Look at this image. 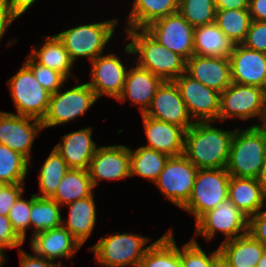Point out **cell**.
I'll use <instances>...</instances> for the list:
<instances>
[{
  "label": "cell",
  "instance_id": "45",
  "mask_svg": "<svg viewBox=\"0 0 266 267\" xmlns=\"http://www.w3.org/2000/svg\"><path fill=\"white\" fill-rule=\"evenodd\" d=\"M19 257H20V266L19 267H63L62 262L56 261L53 262L51 260L45 259L37 254L30 255L26 253L21 248L18 249Z\"/></svg>",
  "mask_w": 266,
  "mask_h": 267
},
{
  "label": "cell",
  "instance_id": "21",
  "mask_svg": "<svg viewBox=\"0 0 266 267\" xmlns=\"http://www.w3.org/2000/svg\"><path fill=\"white\" fill-rule=\"evenodd\" d=\"M163 82V79L136 64L128 70L123 92L116 101L129 99L132 105L139 106L140 114H144Z\"/></svg>",
  "mask_w": 266,
  "mask_h": 267
},
{
  "label": "cell",
  "instance_id": "50",
  "mask_svg": "<svg viewBox=\"0 0 266 267\" xmlns=\"http://www.w3.org/2000/svg\"><path fill=\"white\" fill-rule=\"evenodd\" d=\"M210 267H231L225 256L218 251L211 259Z\"/></svg>",
  "mask_w": 266,
  "mask_h": 267
},
{
  "label": "cell",
  "instance_id": "31",
  "mask_svg": "<svg viewBox=\"0 0 266 267\" xmlns=\"http://www.w3.org/2000/svg\"><path fill=\"white\" fill-rule=\"evenodd\" d=\"M130 151V176H139L150 180L153 184L163 171L169 155L154 149L140 146Z\"/></svg>",
  "mask_w": 266,
  "mask_h": 267
},
{
  "label": "cell",
  "instance_id": "5",
  "mask_svg": "<svg viewBox=\"0 0 266 267\" xmlns=\"http://www.w3.org/2000/svg\"><path fill=\"white\" fill-rule=\"evenodd\" d=\"M150 241L151 238L139 234L117 232L115 235L101 237L89 249L93 251L97 263L103 267H139L150 246L145 245Z\"/></svg>",
  "mask_w": 266,
  "mask_h": 267
},
{
  "label": "cell",
  "instance_id": "17",
  "mask_svg": "<svg viewBox=\"0 0 266 267\" xmlns=\"http://www.w3.org/2000/svg\"><path fill=\"white\" fill-rule=\"evenodd\" d=\"M88 173L94 188L100 180H121L130 176V151L126 145L100 146L92 157Z\"/></svg>",
  "mask_w": 266,
  "mask_h": 267
},
{
  "label": "cell",
  "instance_id": "19",
  "mask_svg": "<svg viewBox=\"0 0 266 267\" xmlns=\"http://www.w3.org/2000/svg\"><path fill=\"white\" fill-rule=\"evenodd\" d=\"M185 73L219 93L232 83L229 58L194 54L186 60Z\"/></svg>",
  "mask_w": 266,
  "mask_h": 267
},
{
  "label": "cell",
  "instance_id": "33",
  "mask_svg": "<svg viewBox=\"0 0 266 267\" xmlns=\"http://www.w3.org/2000/svg\"><path fill=\"white\" fill-rule=\"evenodd\" d=\"M61 206L51 198H40L31 195L30 229L34 236L37 233L47 231L62 225Z\"/></svg>",
  "mask_w": 266,
  "mask_h": 267
},
{
  "label": "cell",
  "instance_id": "39",
  "mask_svg": "<svg viewBox=\"0 0 266 267\" xmlns=\"http://www.w3.org/2000/svg\"><path fill=\"white\" fill-rule=\"evenodd\" d=\"M219 251L217 248L209 255L202 250L195 238L179 248L181 267H210L212 257Z\"/></svg>",
  "mask_w": 266,
  "mask_h": 267
},
{
  "label": "cell",
  "instance_id": "3",
  "mask_svg": "<svg viewBox=\"0 0 266 267\" xmlns=\"http://www.w3.org/2000/svg\"><path fill=\"white\" fill-rule=\"evenodd\" d=\"M266 158V127L235 129L226 170L230 176L257 179Z\"/></svg>",
  "mask_w": 266,
  "mask_h": 267
},
{
  "label": "cell",
  "instance_id": "27",
  "mask_svg": "<svg viewBox=\"0 0 266 267\" xmlns=\"http://www.w3.org/2000/svg\"><path fill=\"white\" fill-rule=\"evenodd\" d=\"M29 55L40 65L61 73L66 79L73 78L71 70L74 62L56 35L44 36L41 47L37 49L35 46Z\"/></svg>",
  "mask_w": 266,
  "mask_h": 267
},
{
  "label": "cell",
  "instance_id": "37",
  "mask_svg": "<svg viewBox=\"0 0 266 267\" xmlns=\"http://www.w3.org/2000/svg\"><path fill=\"white\" fill-rule=\"evenodd\" d=\"M178 12L194 28L215 23L214 0H179Z\"/></svg>",
  "mask_w": 266,
  "mask_h": 267
},
{
  "label": "cell",
  "instance_id": "48",
  "mask_svg": "<svg viewBox=\"0 0 266 267\" xmlns=\"http://www.w3.org/2000/svg\"><path fill=\"white\" fill-rule=\"evenodd\" d=\"M10 11L17 17L25 13L36 0H5Z\"/></svg>",
  "mask_w": 266,
  "mask_h": 267
},
{
  "label": "cell",
  "instance_id": "16",
  "mask_svg": "<svg viewBox=\"0 0 266 267\" xmlns=\"http://www.w3.org/2000/svg\"><path fill=\"white\" fill-rule=\"evenodd\" d=\"M144 115L178 125L185 131L195 123L174 81H164L160 85Z\"/></svg>",
  "mask_w": 266,
  "mask_h": 267
},
{
  "label": "cell",
  "instance_id": "29",
  "mask_svg": "<svg viewBox=\"0 0 266 267\" xmlns=\"http://www.w3.org/2000/svg\"><path fill=\"white\" fill-rule=\"evenodd\" d=\"M124 29H144L151 22L176 13L179 0H134Z\"/></svg>",
  "mask_w": 266,
  "mask_h": 267
},
{
  "label": "cell",
  "instance_id": "11",
  "mask_svg": "<svg viewBox=\"0 0 266 267\" xmlns=\"http://www.w3.org/2000/svg\"><path fill=\"white\" fill-rule=\"evenodd\" d=\"M198 170L184 154L170 156L154 184L172 204L182 208L192 194Z\"/></svg>",
  "mask_w": 266,
  "mask_h": 267
},
{
  "label": "cell",
  "instance_id": "51",
  "mask_svg": "<svg viewBox=\"0 0 266 267\" xmlns=\"http://www.w3.org/2000/svg\"><path fill=\"white\" fill-rule=\"evenodd\" d=\"M257 180L262 189L263 195L266 199V158H265V162L261 168V171L259 173Z\"/></svg>",
  "mask_w": 266,
  "mask_h": 267
},
{
  "label": "cell",
  "instance_id": "44",
  "mask_svg": "<svg viewBox=\"0 0 266 267\" xmlns=\"http://www.w3.org/2000/svg\"><path fill=\"white\" fill-rule=\"evenodd\" d=\"M248 233L266 247V210L249 217Z\"/></svg>",
  "mask_w": 266,
  "mask_h": 267
},
{
  "label": "cell",
  "instance_id": "42",
  "mask_svg": "<svg viewBox=\"0 0 266 267\" xmlns=\"http://www.w3.org/2000/svg\"><path fill=\"white\" fill-rule=\"evenodd\" d=\"M25 183L7 184L0 193V215L8 216L11 207L24 192Z\"/></svg>",
  "mask_w": 266,
  "mask_h": 267
},
{
  "label": "cell",
  "instance_id": "20",
  "mask_svg": "<svg viewBox=\"0 0 266 267\" xmlns=\"http://www.w3.org/2000/svg\"><path fill=\"white\" fill-rule=\"evenodd\" d=\"M33 253L55 262L56 259H72L82 245L62 225L35 234L30 238Z\"/></svg>",
  "mask_w": 266,
  "mask_h": 267
},
{
  "label": "cell",
  "instance_id": "46",
  "mask_svg": "<svg viewBox=\"0 0 266 267\" xmlns=\"http://www.w3.org/2000/svg\"><path fill=\"white\" fill-rule=\"evenodd\" d=\"M17 17L10 11L5 0H0V42L8 27Z\"/></svg>",
  "mask_w": 266,
  "mask_h": 267
},
{
  "label": "cell",
  "instance_id": "49",
  "mask_svg": "<svg viewBox=\"0 0 266 267\" xmlns=\"http://www.w3.org/2000/svg\"><path fill=\"white\" fill-rule=\"evenodd\" d=\"M216 9H248L249 0H214Z\"/></svg>",
  "mask_w": 266,
  "mask_h": 267
},
{
  "label": "cell",
  "instance_id": "32",
  "mask_svg": "<svg viewBox=\"0 0 266 267\" xmlns=\"http://www.w3.org/2000/svg\"><path fill=\"white\" fill-rule=\"evenodd\" d=\"M139 267H181L179 247L172 229L150 244Z\"/></svg>",
  "mask_w": 266,
  "mask_h": 267
},
{
  "label": "cell",
  "instance_id": "22",
  "mask_svg": "<svg viewBox=\"0 0 266 267\" xmlns=\"http://www.w3.org/2000/svg\"><path fill=\"white\" fill-rule=\"evenodd\" d=\"M141 115L148 142L145 147L169 156L183 154L185 130L182 127L148 117L144 114Z\"/></svg>",
  "mask_w": 266,
  "mask_h": 267
},
{
  "label": "cell",
  "instance_id": "28",
  "mask_svg": "<svg viewBox=\"0 0 266 267\" xmlns=\"http://www.w3.org/2000/svg\"><path fill=\"white\" fill-rule=\"evenodd\" d=\"M235 44L215 24L195 27L194 54L204 57L229 58Z\"/></svg>",
  "mask_w": 266,
  "mask_h": 267
},
{
  "label": "cell",
  "instance_id": "54",
  "mask_svg": "<svg viewBox=\"0 0 266 267\" xmlns=\"http://www.w3.org/2000/svg\"><path fill=\"white\" fill-rule=\"evenodd\" d=\"M6 185L7 183L0 181V193H2V190Z\"/></svg>",
  "mask_w": 266,
  "mask_h": 267
},
{
  "label": "cell",
  "instance_id": "36",
  "mask_svg": "<svg viewBox=\"0 0 266 267\" xmlns=\"http://www.w3.org/2000/svg\"><path fill=\"white\" fill-rule=\"evenodd\" d=\"M29 161L20 153L0 144V181L7 184L24 183Z\"/></svg>",
  "mask_w": 266,
  "mask_h": 267
},
{
  "label": "cell",
  "instance_id": "13",
  "mask_svg": "<svg viewBox=\"0 0 266 267\" xmlns=\"http://www.w3.org/2000/svg\"><path fill=\"white\" fill-rule=\"evenodd\" d=\"M174 82L194 122H218L221 93L208 88L186 73L180 75Z\"/></svg>",
  "mask_w": 266,
  "mask_h": 267
},
{
  "label": "cell",
  "instance_id": "4",
  "mask_svg": "<svg viewBox=\"0 0 266 267\" xmlns=\"http://www.w3.org/2000/svg\"><path fill=\"white\" fill-rule=\"evenodd\" d=\"M117 25L118 19L113 18L93 24H81L64 30L56 36L63 43L74 63L82 57H87L92 62L103 54Z\"/></svg>",
  "mask_w": 266,
  "mask_h": 267
},
{
  "label": "cell",
  "instance_id": "7",
  "mask_svg": "<svg viewBox=\"0 0 266 267\" xmlns=\"http://www.w3.org/2000/svg\"><path fill=\"white\" fill-rule=\"evenodd\" d=\"M229 181L226 168L199 169L192 194L181 209L193 215L196 222L203 214L228 199Z\"/></svg>",
  "mask_w": 266,
  "mask_h": 267
},
{
  "label": "cell",
  "instance_id": "47",
  "mask_svg": "<svg viewBox=\"0 0 266 267\" xmlns=\"http://www.w3.org/2000/svg\"><path fill=\"white\" fill-rule=\"evenodd\" d=\"M248 10L252 20L266 21V0H249Z\"/></svg>",
  "mask_w": 266,
  "mask_h": 267
},
{
  "label": "cell",
  "instance_id": "38",
  "mask_svg": "<svg viewBox=\"0 0 266 267\" xmlns=\"http://www.w3.org/2000/svg\"><path fill=\"white\" fill-rule=\"evenodd\" d=\"M24 64L32 71L36 80L51 94L65 85L67 79L59 72L37 63L30 55Z\"/></svg>",
  "mask_w": 266,
  "mask_h": 267
},
{
  "label": "cell",
  "instance_id": "18",
  "mask_svg": "<svg viewBox=\"0 0 266 267\" xmlns=\"http://www.w3.org/2000/svg\"><path fill=\"white\" fill-rule=\"evenodd\" d=\"M229 61L232 82L266 90V53L237 44L229 56Z\"/></svg>",
  "mask_w": 266,
  "mask_h": 267
},
{
  "label": "cell",
  "instance_id": "9",
  "mask_svg": "<svg viewBox=\"0 0 266 267\" xmlns=\"http://www.w3.org/2000/svg\"><path fill=\"white\" fill-rule=\"evenodd\" d=\"M7 83L17 114L42 121L49 108L51 93L36 80L32 71L23 64Z\"/></svg>",
  "mask_w": 266,
  "mask_h": 267
},
{
  "label": "cell",
  "instance_id": "52",
  "mask_svg": "<svg viewBox=\"0 0 266 267\" xmlns=\"http://www.w3.org/2000/svg\"><path fill=\"white\" fill-rule=\"evenodd\" d=\"M6 249L4 246L0 244V267L6 262L5 253L3 252Z\"/></svg>",
  "mask_w": 266,
  "mask_h": 267
},
{
  "label": "cell",
  "instance_id": "6",
  "mask_svg": "<svg viewBox=\"0 0 266 267\" xmlns=\"http://www.w3.org/2000/svg\"><path fill=\"white\" fill-rule=\"evenodd\" d=\"M258 117L259 126L266 122V90L253 85H243L232 82L220 94V110L218 121L231 118L248 120Z\"/></svg>",
  "mask_w": 266,
  "mask_h": 267
},
{
  "label": "cell",
  "instance_id": "23",
  "mask_svg": "<svg viewBox=\"0 0 266 267\" xmlns=\"http://www.w3.org/2000/svg\"><path fill=\"white\" fill-rule=\"evenodd\" d=\"M92 127L65 134L54 146L69 168L87 170L98 144L92 140Z\"/></svg>",
  "mask_w": 266,
  "mask_h": 267
},
{
  "label": "cell",
  "instance_id": "10",
  "mask_svg": "<svg viewBox=\"0 0 266 267\" xmlns=\"http://www.w3.org/2000/svg\"><path fill=\"white\" fill-rule=\"evenodd\" d=\"M195 224L194 235H201L207 242L218 232L225 235L224 241H227L248 233L249 217L227 199L203 214Z\"/></svg>",
  "mask_w": 266,
  "mask_h": 267
},
{
  "label": "cell",
  "instance_id": "15",
  "mask_svg": "<svg viewBox=\"0 0 266 267\" xmlns=\"http://www.w3.org/2000/svg\"><path fill=\"white\" fill-rule=\"evenodd\" d=\"M115 53L102 54L91 63L90 82L87 84L99 99L102 96L117 98L122 94L128 69Z\"/></svg>",
  "mask_w": 266,
  "mask_h": 267
},
{
  "label": "cell",
  "instance_id": "2",
  "mask_svg": "<svg viewBox=\"0 0 266 267\" xmlns=\"http://www.w3.org/2000/svg\"><path fill=\"white\" fill-rule=\"evenodd\" d=\"M127 33L125 53L136 55V64L164 81H174L185 73L186 60L167 49L145 29H124Z\"/></svg>",
  "mask_w": 266,
  "mask_h": 267
},
{
  "label": "cell",
  "instance_id": "25",
  "mask_svg": "<svg viewBox=\"0 0 266 267\" xmlns=\"http://www.w3.org/2000/svg\"><path fill=\"white\" fill-rule=\"evenodd\" d=\"M228 199L248 217L265 207L266 199L255 178L230 176Z\"/></svg>",
  "mask_w": 266,
  "mask_h": 267
},
{
  "label": "cell",
  "instance_id": "30",
  "mask_svg": "<svg viewBox=\"0 0 266 267\" xmlns=\"http://www.w3.org/2000/svg\"><path fill=\"white\" fill-rule=\"evenodd\" d=\"M93 190L88 170L70 168L51 199L62 207L78 199L92 196Z\"/></svg>",
  "mask_w": 266,
  "mask_h": 267
},
{
  "label": "cell",
  "instance_id": "40",
  "mask_svg": "<svg viewBox=\"0 0 266 267\" xmlns=\"http://www.w3.org/2000/svg\"><path fill=\"white\" fill-rule=\"evenodd\" d=\"M31 198L26 200L23 194L11 207L8 218L13 230L25 242L26 230L30 228Z\"/></svg>",
  "mask_w": 266,
  "mask_h": 267
},
{
  "label": "cell",
  "instance_id": "1",
  "mask_svg": "<svg viewBox=\"0 0 266 267\" xmlns=\"http://www.w3.org/2000/svg\"><path fill=\"white\" fill-rule=\"evenodd\" d=\"M214 122H195L185 131L183 154L198 169L226 168L235 130L226 131Z\"/></svg>",
  "mask_w": 266,
  "mask_h": 267
},
{
  "label": "cell",
  "instance_id": "14",
  "mask_svg": "<svg viewBox=\"0 0 266 267\" xmlns=\"http://www.w3.org/2000/svg\"><path fill=\"white\" fill-rule=\"evenodd\" d=\"M41 130V120L0 111V144L20 153L29 162L33 142Z\"/></svg>",
  "mask_w": 266,
  "mask_h": 267
},
{
  "label": "cell",
  "instance_id": "53",
  "mask_svg": "<svg viewBox=\"0 0 266 267\" xmlns=\"http://www.w3.org/2000/svg\"><path fill=\"white\" fill-rule=\"evenodd\" d=\"M257 267H266V250L264 251L263 255L261 256V259L258 262Z\"/></svg>",
  "mask_w": 266,
  "mask_h": 267
},
{
  "label": "cell",
  "instance_id": "34",
  "mask_svg": "<svg viewBox=\"0 0 266 267\" xmlns=\"http://www.w3.org/2000/svg\"><path fill=\"white\" fill-rule=\"evenodd\" d=\"M251 22L248 9H216L215 24L235 45L244 42Z\"/></svg>",
  "mask_w": 266,
  "mask_h": 267
},
{
  "label": "cell",
  "instance_id": "8",
  "mask_svg": "<svg viewBox=\"0 0 266 267\" xmlns=\"http://www.w3.org/2000/svg\"><path fill=\"white\" fill-rule=\"evenodd\" d=\"M62 92L60 88L51 94L49 108L42 119L43 130L49 127L66 124L83 116L98 100L95 92L87 83H79Z\"/></svg>",
  "mask_w": 266,
  "mask_h": 267
},
{
  "label": "cell",
  "instance_id": "12",
  "mask_svg": "<svg viewBox=\"0 0 266 267\" xmlns=\"http://www.w3.org/2000/svg\"><path fill=\"white\" fill-rule=\"evenodd\" d=\"M144 29L161 45L185 60L194 55L195 28L179 12L159 18Z\"/></svg>",
  "mask_w": 266,
  "mask_h": 267
},
{
  "label": "cell",
  "instance_id": "26",
  "mask_svg": "<svg viewBox=\"0 0 266 267\" xmlns=\"http://www.w3.org/2000/svg\"><path fill=\"white\" fill-rule=\"evenodd\" d=\"M219 251L231 264V267H257L266 247L249 233L235 239L223 241Z\"/></svg>",
  "mask_w": 266,
  "mask_h": 267
},
{
  "label": "cell",
  "instance_id": "24",
  "mask_svg": "<svg viewBox=\"0 0 266 267\" xmlns=\"http://www.w3.org/2000/svg\"><path fill=\"white\" fill-rule=\"evenodd\" d=\"M69 214L67 221L62 219V226L66 228L81 244L88 240L96 224V204L94 194L67 204ZM65 221V222H64Z\"/></svg>",
  "mask_w": 266,
  "mask_h": 267
},
{
  "label": "cell",
  "instance_id": "43",
  "mask_svg": "<svg viewBox=\"0 0 266 267\" xmlns=\"http://www.w3.org/2000/svg\"><path fill=\"white\" fill-rule=\"evenodd\" d=\"M25 243L13 230L8 216L0 215V244L6 249L20 248Z\"/></svg>",
  "mask_w": 266,
  "mask_h": 267
},
{
  "label": "cell",
  "instance_id": "41",
  "mask_svg": "<svg viewBox=\"0 0 266 267\" xmlns=\"http://www.w3.org/2000/svg\"><path fill=\"white\" fill-rule=\"evenodd\" d=\"M242 45L266 53V21L252 20Z\"/></svg>",
  "mask_w": 266,
  "mask_h": 267
},
{
  "label": "cell",
  "instance_id": "35",
  "mask_svg": "<svg viewBox=\"0 0 266 267\" xmlns=\"http://www.w3.org/2000/svg\"><path fill=\"white\" fill-rule=\"evenodd\" d=\"M44 161L38 176L40 191L35 195L40 198H51L70 168L55 148Z\"/></svg>",
  "mask_w": 266,
  "mask_h": 267
}]
</instances>
